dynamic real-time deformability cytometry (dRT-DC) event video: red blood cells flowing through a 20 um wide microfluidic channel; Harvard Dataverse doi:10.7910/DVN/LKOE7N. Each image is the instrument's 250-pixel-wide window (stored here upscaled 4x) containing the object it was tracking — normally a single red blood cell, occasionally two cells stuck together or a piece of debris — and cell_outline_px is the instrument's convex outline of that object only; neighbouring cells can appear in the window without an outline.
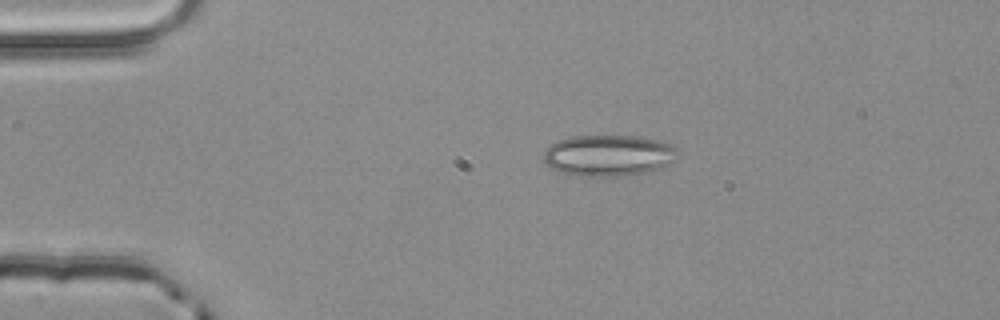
{"species": "common noctule bat (a hibernating species)", "species_latin": "Nyctalus noctula", "temperature_condition": "room temperature", "stored_images_in_passage": 3, "camera_frame_rate_fps": 3000, "um_per_image_px": 0.085, "animal": {"sex": "male", "body_mass_g": 20.4}, "frame": {"image": 1, "passage_image": 2, "time_ms": 0.333, "image_size_px": [1000, 320], "cell_outline_px": [[676, 152], [672, 160], [664, 168], [648, 172], [620, 176], [576, 176], [560, 172], [544, 164], [544, 152], [552, 144], [568, 136], [640, 136], [664, 140], [672, 144], [676, 148]], "centroid_in_image_um": [51.74, 13.21], "position_along_channel_um": 33.3, "area_um2": 32.48}}